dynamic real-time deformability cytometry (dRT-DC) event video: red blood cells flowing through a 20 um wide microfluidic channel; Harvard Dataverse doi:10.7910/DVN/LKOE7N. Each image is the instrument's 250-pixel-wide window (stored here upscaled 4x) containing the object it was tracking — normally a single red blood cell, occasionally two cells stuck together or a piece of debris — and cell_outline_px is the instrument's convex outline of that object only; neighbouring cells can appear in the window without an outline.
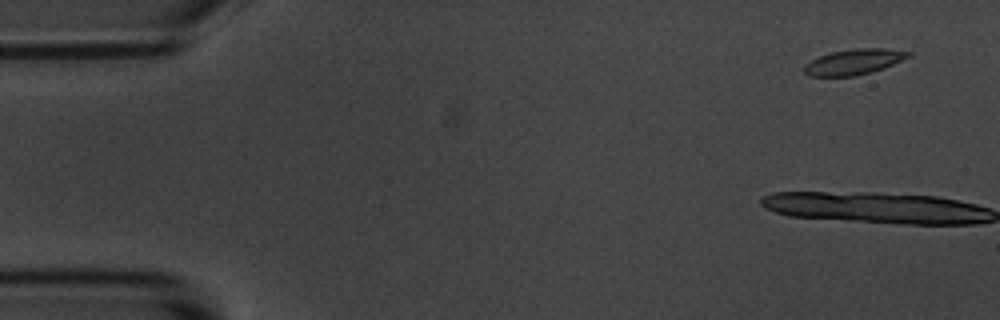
{"species": "common noctule bat (a hibernating species)", "species_latin": "Nyctalus noctula", "temperature_condition": "room temperature", "stored_images_in_passage": 12, "camera_frame_rate_fps": 3000, "um_per_image_px": 0.085, "animal": {"sex": "male", "body_mass_g": 20.1, "forearm_length_mm": 53.5}, "frame": {"image": 1, "passage_image": 4, "time_ms": 1.0, "image_size_px": [1000, 320], "cell_outline_px": [[912, 56], [884, 68], [852, 76], [808, 76], [804, 72], [804, 64], [828, 52], [856, 48], [884, 48], [912, 52]], "centroid_in_image_um": [72.59, 5.24], "position_along_channel_um": 12.4, "area_um2": 15.49}}